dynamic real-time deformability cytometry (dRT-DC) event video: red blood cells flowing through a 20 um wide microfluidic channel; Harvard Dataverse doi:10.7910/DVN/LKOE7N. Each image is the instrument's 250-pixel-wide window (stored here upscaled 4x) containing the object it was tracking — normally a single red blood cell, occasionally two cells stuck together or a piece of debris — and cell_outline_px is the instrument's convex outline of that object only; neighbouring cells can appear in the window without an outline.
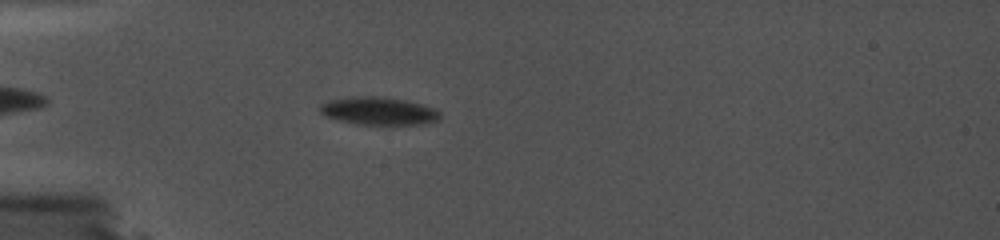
{"species": "common noctule bat (a hibernating species)", "species_latin": "Nyctalus noctula", "temperature_condition": "cold", "stored_images_in_passage": 55, "camera_frame_rate_fps": 5000, "um_per_image_px": 0.085, "animal": {"sex": "female", "body_mass_g": 19.0, "forearm_length_mm": 56.7}, "frame": {"image": 1, "passage_image": 12, "time_ms": 2.2, "image_size_px": [1000, 240], "cell_outline_px": [[440, 120], [424, 124], [360, 124], [328, 116], [320, 112], [320, 104], [328, 100], [352, 96], [380, 96], [404, 100], [436, 108], [440, 112]], "centroid_in_image_um": [32.23, 9.41], "position_along_channel_um": 52.8, "area_um2": 19.25}}
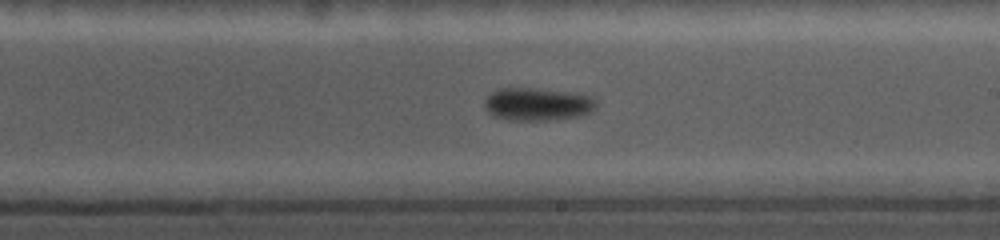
{"frame": {"image": 2, "passage_image": 40, "time_ms": 7.8, "image_size_px": [1000, 240], "cell_outline_px": [[596, 108], [580, 116], [548, 120], [508, 120], [492, 116], [484, 108], [484, 100], [492, 92], [500, 88], [532, 88], [580, 92], [592, 96], [596, 100]], "centroid_in_image_um": [45.7, 8.84], "position_along_channel_um": 243.3, "area_um2": 21.73}}
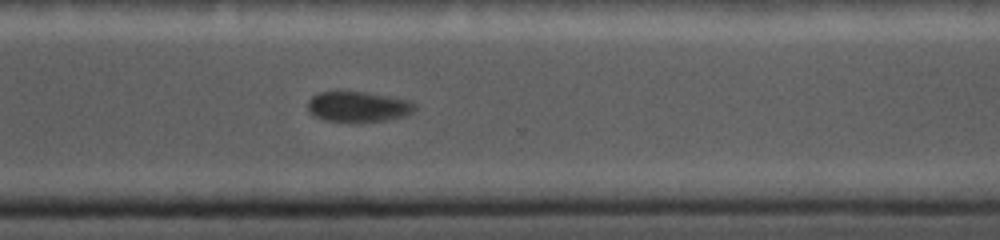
{"frame": {"image": 3, "passage_image": 53, "time_ms": 10.4, "image_size_px": [1000, 240], "cell_outline_px": [[416, 108], [412, 112], [404, 116], [384, 120], [324, 120], [316, 116], [308, 108], [308, 100], [312, 96], [320, 92], [336, 88], [364, 92], [408, 100], [416, 104]], "centroid_in_image_um": [30.4, 9.0], "position_along_channel_um": 340.2, "area_um2": 18.84}}